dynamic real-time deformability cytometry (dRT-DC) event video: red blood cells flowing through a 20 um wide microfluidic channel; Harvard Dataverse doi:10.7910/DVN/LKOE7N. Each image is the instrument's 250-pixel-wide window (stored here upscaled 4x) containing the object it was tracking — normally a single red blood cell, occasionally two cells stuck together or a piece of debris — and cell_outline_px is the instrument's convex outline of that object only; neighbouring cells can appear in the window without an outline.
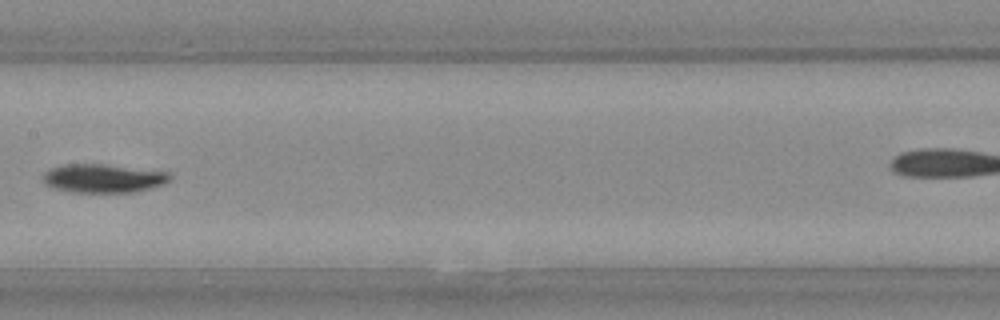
{"species": "Egyptian fruit bat (a non-hibernating species)", "species_latin": "Rousettus aegyptiacus", "temperature_condition": "warm", "stored_images_in_passage": 25, "camera_frame_rate_fps": 3000, "um_per_image_px": 0.085, "animal": {"sex": "female"}, "frame": {"image": 1, "passage_image": 15, "time_ms": 4.667, "image_size_px": [1000, 320], "cell_outline_px": [[172, 176], [168, 180], [160, 184], [136, 192], [68, 192], [52, 188], [44, 184], [40, 176], [44, 172], [52, 168], [64, 164], [104, 164], [168, 172]], "centroid_in_image_um": [8.67, 15.16], "position_along_channel_um": 198.7, "area_um2": 21.15}}